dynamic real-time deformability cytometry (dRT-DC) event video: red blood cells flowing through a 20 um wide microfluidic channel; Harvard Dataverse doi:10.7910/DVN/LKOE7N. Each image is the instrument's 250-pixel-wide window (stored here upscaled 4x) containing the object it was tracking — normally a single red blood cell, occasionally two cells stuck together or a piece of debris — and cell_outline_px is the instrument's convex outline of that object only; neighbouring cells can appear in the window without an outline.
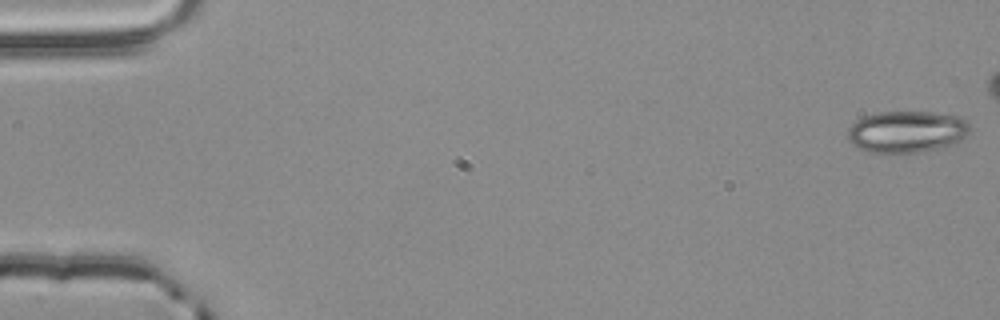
{"species": "common noctule bat (a hibernating species)", "species_latin": "Nyctalus noctula", "temperature_condition": "room temperature", "stored_images_in_passage": 5, "camera_frame_rate_fps": 3000, "um_per_image_px": 0.085, "animal": {"sex": "male", "body_mass_g": 20.4}, "frame": {"image": 1, "passage_image": 1, "time_ms": 0.0, "image_size_px": [1000, 320], "cell_outline_px": [[972, 132], [948, 148], [920, 152], [868, 152], [852, 144], [848, 140], [848, 128], [856, 120], [864, 116], [880, 112], [932, 112], [960, 116], [972, 128]], "centroid_in_image_um": [77.13, 11.2], "position_along_channel_um": 7.9, "area_um2": 30.06}}